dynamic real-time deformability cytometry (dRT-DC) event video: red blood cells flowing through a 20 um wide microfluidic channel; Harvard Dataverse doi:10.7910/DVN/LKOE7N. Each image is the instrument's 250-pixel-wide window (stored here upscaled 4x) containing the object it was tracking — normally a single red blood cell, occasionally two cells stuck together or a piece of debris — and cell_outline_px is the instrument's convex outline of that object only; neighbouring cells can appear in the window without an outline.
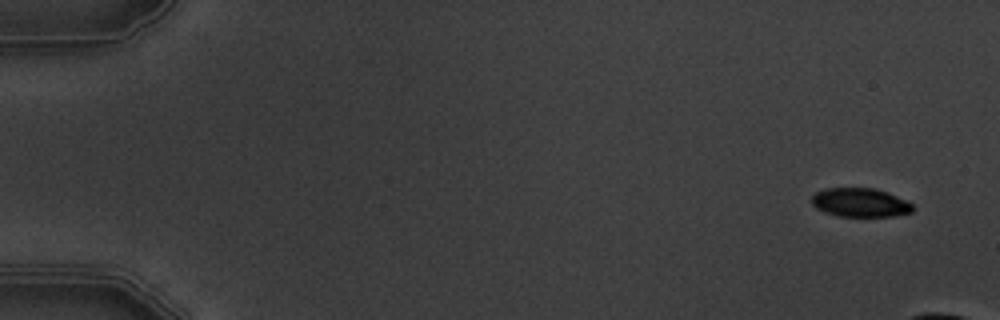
{"species": "common noctule bat (a hibernating species)", "species_latin": "Nyctalus noctula", "temperature_condition": "warm", "stored_images_in_passage": 5, "camera_frame_rate_fps": 3000, "um_per_image_px": 0.085, "animal": {"sex": "male", "body_mass_g": 19.5, "forearm_length_mm": 54.6}, "frame": {"image": 1, "passage_image": 1, "time_ms": 0.0, "image_size_px": [1000, 320], "cell_outline_px": [[912, 212], [892, 216], [836, 216], [824, 212], [816, 208], [812, 204], [812, 196], [816, 192], [824, 188], [872, 188], [888, 192], [912, 204]], "centroid_in_image_um": [73.07, 17.21], "position_along_channel_um": 11.9, "area_um2": 16.88}}